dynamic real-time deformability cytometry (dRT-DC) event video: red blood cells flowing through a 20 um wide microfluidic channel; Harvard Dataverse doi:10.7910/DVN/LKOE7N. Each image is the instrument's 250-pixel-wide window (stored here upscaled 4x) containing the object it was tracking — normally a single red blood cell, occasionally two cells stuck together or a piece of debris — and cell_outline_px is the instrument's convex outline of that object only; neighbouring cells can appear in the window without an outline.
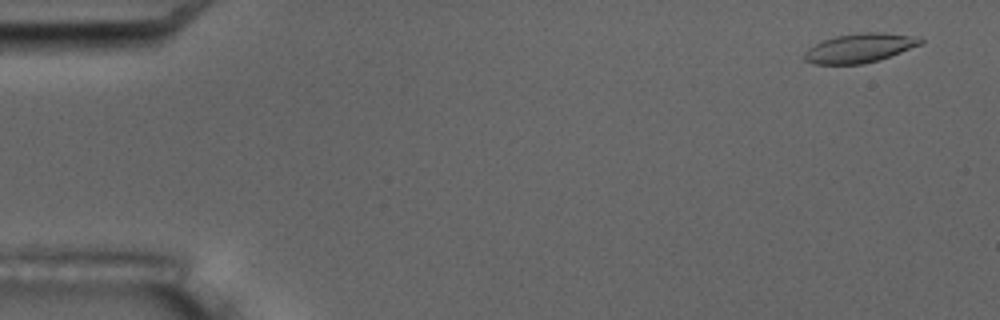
{"species": "common noctule bat (a hibernating species)", "species_latin": "Nyctalus noctula", "temperature_condition": "room temperature", "stored_images_in_passage": 15, "camera_frame_rate_fps": 3000, "um_per_image_px": 0.085, "animal": {"sex": "male", "body_mass_g": 17.5, "forearm_length_mm": 52.3}, "frame": {"image": 1, "passage_image": 1, "time_ms": 0.0, "image_size_px": [1000, 320], "cell_outline_px": [[924, 40], [920, 44], [880, 60], [864, 64], [812, 64], [804, 60], [800, 56], [808, 48], [824, 40], [836, 36], [860, 32], [884, 32], [908, 36]], "centroid_in_image_um": [72.98, 4.1], "position_along_channel_um": 12.0, "area_um2": 19.59}, "authors_computed_cell_mechanics": {"area_um2": 19.8254, "velocity_mm_per_s": 3.4631, "shape_relaxation_time_tau1_ms": null, "shape_relaxation_time_tau2_ms": 1.8335, "deformation_change_tau1": null, "deformation_change_tau2": 0.0832}}